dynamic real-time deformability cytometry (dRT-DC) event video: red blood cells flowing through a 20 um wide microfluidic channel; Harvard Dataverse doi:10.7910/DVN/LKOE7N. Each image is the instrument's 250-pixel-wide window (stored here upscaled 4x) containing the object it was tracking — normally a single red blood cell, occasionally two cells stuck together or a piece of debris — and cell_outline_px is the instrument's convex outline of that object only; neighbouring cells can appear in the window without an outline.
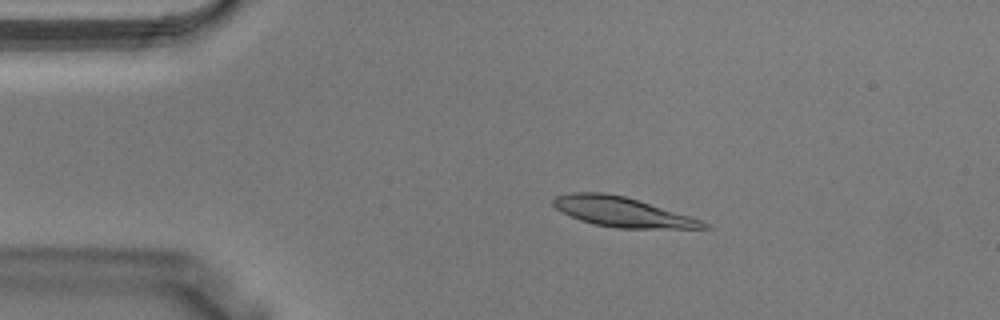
{"species": "Egyptian fruit bat (a non-hibernating species)", "species_latin": "Rousettus aegyptiacus", "temperature_condition": "warm", "stored_images_in_passage": 37, "camera_frame_rate_fps": 3000, "um_per_image_px": 0.085, "animal": {"sex": "male"}, "frame": {"image": 1, "passage_image": 6, "time_ms": 1.667, "image_size_px": [1000, 320], "cell_outline_px": [[712, 228], [616, 228], [596, 224], [580, 220], [556, 208], [552, 204], [552, 200], [556, 196], [572, 192], [604, 192], [624, 196], [688, 216], [700, 220], [708, 224]], "centroid_in_image_um": [52.84, 18.01], "position_along_channel_um": 32.2, "area_um2": 25.43}}
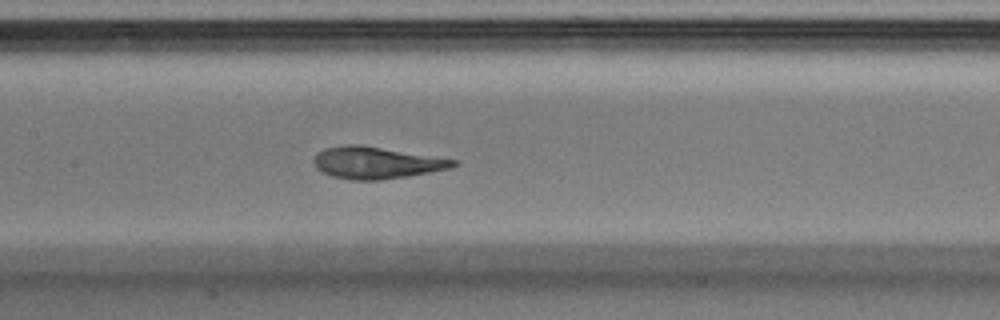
{"frame": {"image": 2, "passage_image": 17, "time_ms": 5.333, "image_size_px": [1000, 320], "cell_outline_px": [[460, 164], [448, 168], [428, 172], [380, 180], [352, 180], [332, 176], [316, 168], [312, 160], [316, 152], [324, 148], [348, 144], [360, 144], [460, 160]], "centroid_in_image_um": [31.97, 13.81], "position_along_channel_um": 175.4, "area_um2": 25.95}}
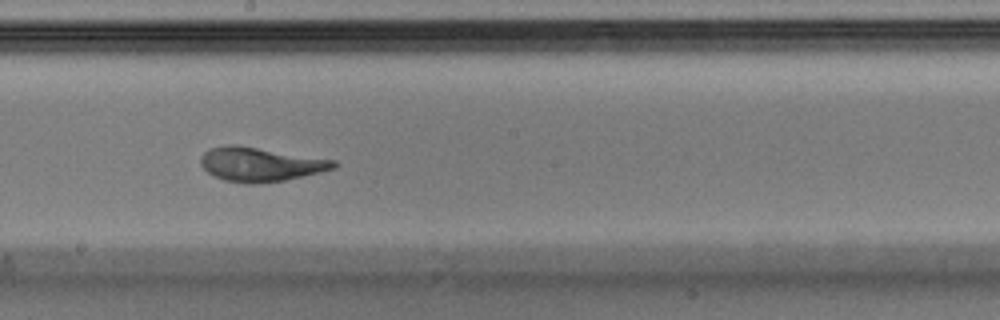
{"frame": {"image": 3, "passage_image": 20, "time_ms": 6.333, "image_size_px": [1000, 320], "cell_outline_px": [[340, 164], [336, 168], [304, 176], [284, 180], [256, 184], [248, 184], [224, 180], [208, 172], [200, 164], [200, 156], [208, 148], [228, 144], [236, 144], [336, 160]], "centroid_in_image_um": [22.14, 13.96], "position_along_channel_um": 226.1, "area_um2": 26.65}}